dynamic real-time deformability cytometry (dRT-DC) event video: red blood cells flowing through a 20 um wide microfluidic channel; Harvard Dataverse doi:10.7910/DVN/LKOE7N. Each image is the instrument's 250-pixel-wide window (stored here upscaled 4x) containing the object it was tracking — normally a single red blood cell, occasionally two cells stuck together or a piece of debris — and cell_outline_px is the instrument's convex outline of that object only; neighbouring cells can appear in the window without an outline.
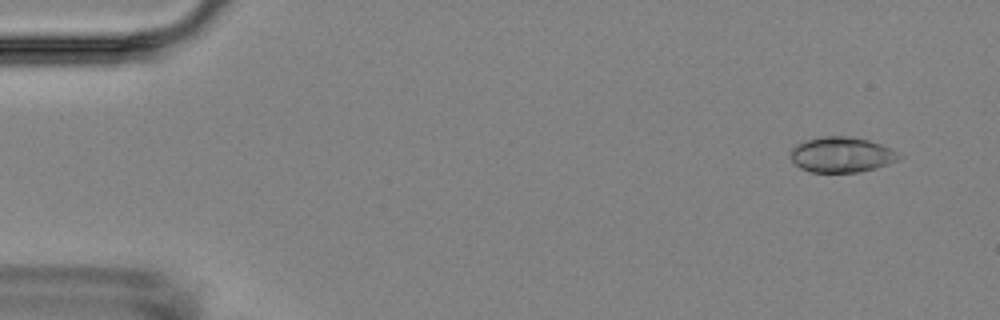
{"species": "Egyptian fruit bat (a non-hibernating species)", "species_latin": "Rousettus aegyptiacus", "temperature_condition": "room temperature", "stored_images_in_passage": 6, "camera_frame_rate_fps": 3000, "um_per_image_px": 0.085, "animal": {"sex": "female"}, "frame": {"image": 1, "passage_image": 2, "time_ms": 1.0, "image_size_px": [1000, 320], "cell_outline_px": [[904, 156], [888, 164], [876, 168], [860, 172], [812, 172], [800, 168], [792, 160], [792, 148], [796, 144], [804, 140], [824, 136], [852, 136], [868, 140], [880, 144]], "centroid_in_image_um": [71.53, 13.14], "position_along_channel_um": 13.5, "area_um2": 22.25}}